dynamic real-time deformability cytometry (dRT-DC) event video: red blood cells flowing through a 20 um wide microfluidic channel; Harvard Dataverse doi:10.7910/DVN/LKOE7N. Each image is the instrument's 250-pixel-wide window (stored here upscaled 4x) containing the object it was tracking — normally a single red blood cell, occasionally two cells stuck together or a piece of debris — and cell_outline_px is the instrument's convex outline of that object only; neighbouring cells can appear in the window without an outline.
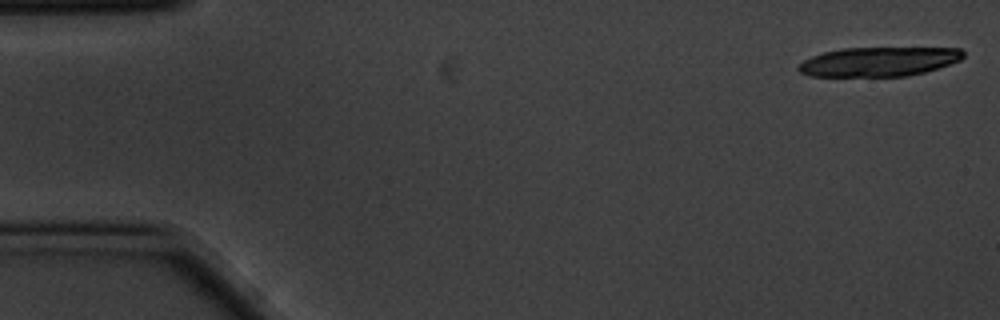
{"species": "common noctule bat (a hibernating species)", "species_latin": "Nyctalus noctula", "temperature_condition": "cold", "stored_images_in_passage": 10, "camera_frame_rate_fps": 3000, "um_per_image_px": 0.085, "animal": {"sex": "male", "body_mass_g": 20.1, "forearm_length_mm": 53.5}, "frame": {"image": 1, "passage_image": 1, "time_ms": 0.0, "image_size_px": [1000, 320], "cell_outline_px": [[964, 56], [960, 60], [924, 72], [908, 76], [808, 76], [800, 72], [796, 68], [804, 60], [812, 56], [824, 52], [840, 48], [960, 48], [964, 52]], "centroid_in_image_um": [74.67, 5.24], "position_along_channel_um": 10.3, "area_um2": 28.03}}
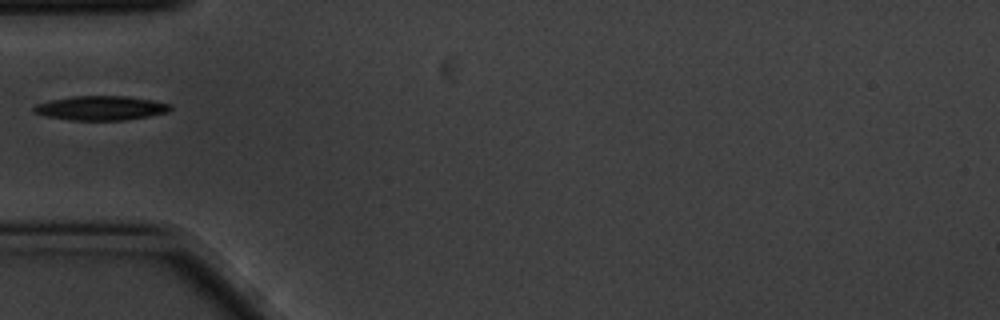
{"frame": {"image": 2, "passage_image": 6, "time_ms": 1.667, "image_size_px": [1000, 320], "cell_outline_px": [[172, 108], [168, 112], [128, 120], [72, 120], [48, 116], [36, 112], [32, 108], [36, 104], [52, 100], [72, 96], [128, 96], [152, 100], [172, 104]], "centroid_in_image_um": [8.64, 9.18], "position_along_channel_um": 76.4, "area_um2": 19.19}}